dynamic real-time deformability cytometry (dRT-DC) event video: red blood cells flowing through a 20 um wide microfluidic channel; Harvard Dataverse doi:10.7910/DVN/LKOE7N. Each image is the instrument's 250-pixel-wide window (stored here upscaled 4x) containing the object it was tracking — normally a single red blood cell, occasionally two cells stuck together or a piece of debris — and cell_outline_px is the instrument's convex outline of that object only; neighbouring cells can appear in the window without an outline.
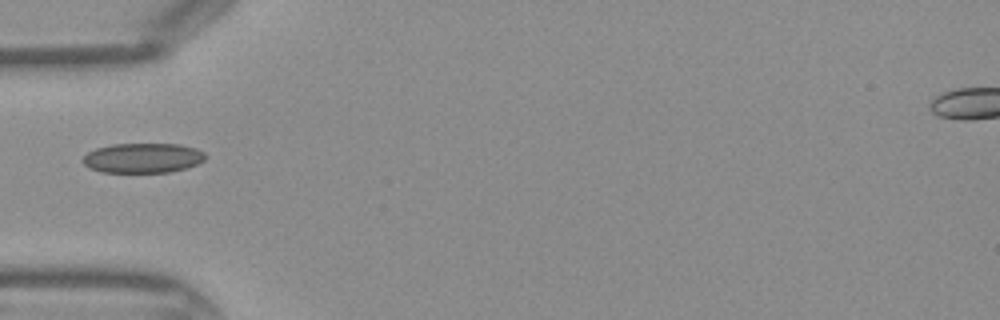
{"species": "Egyptian fruit bat (a non-hibernating species)", "species_latin": "Rousettus aegyptiacus", "temperature_condition": "warm", "stored_images_in_passage": 30, "camera_frame_rate_fps": 3000, "um_per_image_px": 0.085, "frame": {"image": 1, "passage_image": 1, "time_ms": 0.0, "image_size_px": [1000, 320], "cell_outline_px": [[208, 156], [204, 160], [196, 164], [184, 168], [168, 172], [100, 172], [88, 168], [84, 164], [84, 156], [88, 152], [96, 148], [112, 144], [180, 144], [196, 148], [204, 152]], "centroid_in_image_um": [12.14, 13.42], "position_along_channel_um": 72.9, "area_um2": 21.27}}
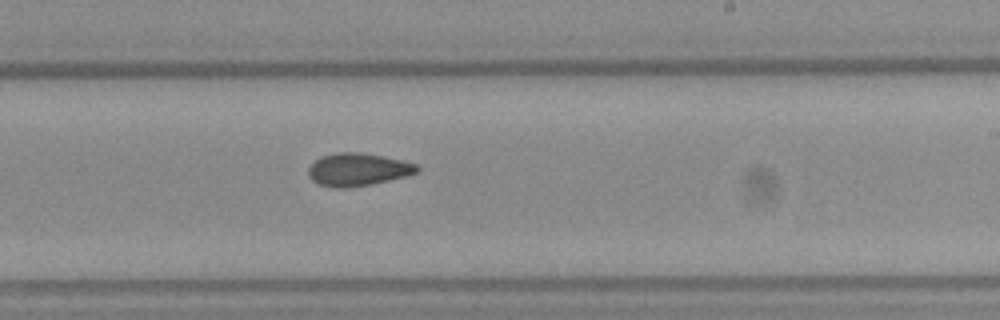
{"frame": {"image": 2, "passage_image": 13, "time_ms": 4.0, "image_size_px": [1000, 320], "cell_outline_px": [[420, 172], [372, 184], [340, 188], [332, 188], [320, 184], [312, 180], [308, 176], [308, 168], [320, 156], [336, 152], [360, 152], [384, 156], [416, 164], [420, 168]], "centroid_in_image_um": [30.4, 14.4], "position_along_channel_um": 258.6, "area_um2": 20.69}}
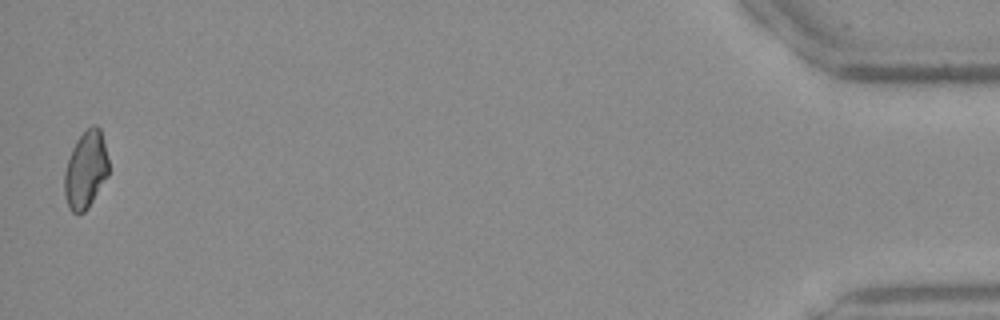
{"frame": {"image": 3, "passage_image": 30, "time_ms": 9.667, "image_size_px": [1000, 320], "cell_outline_px": [[108, 176], [88, 208], [84, 212], [72, 212], [68, 208], [64, 192], [64, 172], [72, 148], [76, 140], [92, 124], [96, 124], [100, 128], [104, 140], [108, 160]], "centroid_in_image_um": [7.29, 14.43], "position_along_channel_um": 427.9, "area_um2": 19.94}}